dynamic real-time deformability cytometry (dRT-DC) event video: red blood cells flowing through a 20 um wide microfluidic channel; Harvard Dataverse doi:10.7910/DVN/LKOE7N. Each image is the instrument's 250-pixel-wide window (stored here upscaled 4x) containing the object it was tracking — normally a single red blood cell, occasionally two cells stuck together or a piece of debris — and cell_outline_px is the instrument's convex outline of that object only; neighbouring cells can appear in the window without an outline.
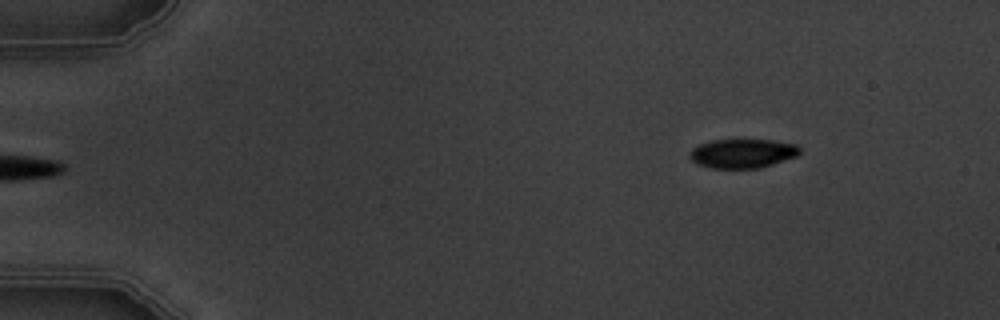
{"species": "common noctule bat (a hibernating species)", "species_latin": "Nyctalus noctula", "temperature_condition": "warm", "stored_images_in_passage": 5, "segment_of_instrument_passage": [2, 2], "camera_frame_rate_fps": 3000, "um_per_image_px": 0.085, "animal": {"sex": "male", "body_mass_g": 19.5, "forearm_length_mm": 54.6}, "frame": {"image": 1, "passage_image": 5, "time_ms": 4.667, "image_size_px": [1000, 320], "cell_outline_px": [[800, 152], [796, 156], [760, 168], [712, 168], [696, 164], [692, 160], [688, 152], [692, 148], [700, 144], [712, 140], [772, 140], [796, 144], [800, 148]], "centroid_in_image_um": [63.09, 13.04], "position_along_channel_um": 21.9, "area_um2": 18.61}}